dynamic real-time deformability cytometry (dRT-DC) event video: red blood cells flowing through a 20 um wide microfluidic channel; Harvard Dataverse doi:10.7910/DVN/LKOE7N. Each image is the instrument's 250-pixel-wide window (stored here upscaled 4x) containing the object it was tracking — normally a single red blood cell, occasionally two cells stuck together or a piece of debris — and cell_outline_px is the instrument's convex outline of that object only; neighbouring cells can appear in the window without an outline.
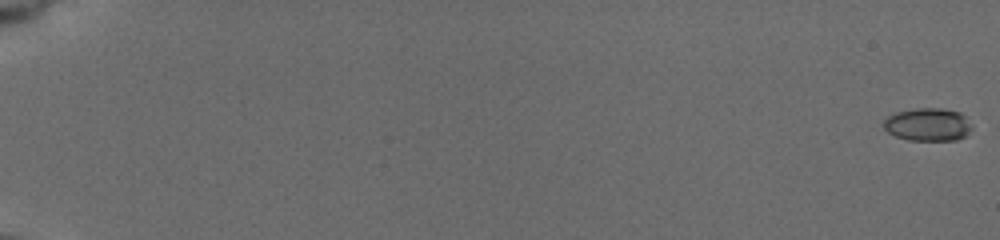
{"species": "common noctule bat (a hibernating species)", "species_latin": "Nyctalus noctula", "temperature_condition": "cold", "stored_images_in_passage": 58, "camera_frame_rate_fps": 3000, "um_per_image_px": 0.085, "animal": {"sex": "female", "body_mass_g": 19.5, "forearm_length_mm": 54.1}, "frame": {"image": 1, "passage_image": 1, "time_ms": 0.0, "image_size_px": [1000, 240], "cell_outline_px": [[972, 128], [968, 136], [956, 140], [908, 140], [896, 136], [888, 132], [884, 128], [884, 120], [888, 116], [896, 112], [916, 108], [940, 108], [960, 112], [972, 124]], "centroid_in_image_um": [78.9, 10.59], "position_along_channel_um": 6.1, "area_um2": 17.05}}
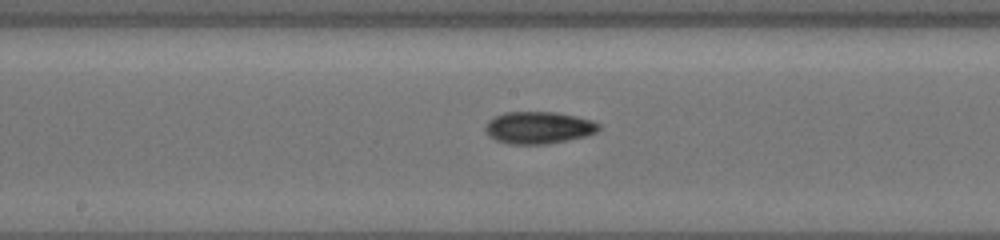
{"frame": {"image": 2, "passage_image": 34, "time_ms": 11.0, "image_size_px": [1000, 240], "cell_outline_px": [[600, 128], [596, 132], [588, 136], [548, 144], [508, 144], [496, 140], [488, 136], [484, 128], [484, 124], [488, 120], [504, 112], [556, 112], [576, 116], [592, 120], [600, 124]], "centroid_in_image_um": [45.77, 10.85], "position_along_channel_um": 202.4, "area_um2": 21.5}}
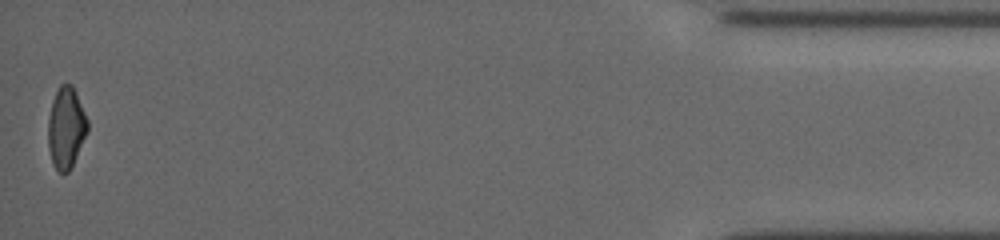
{"frame": {"image": 3, "passage_image": 58, "time_ms": 19.0, "image_size_px": [1000, 240], "cell_outline_px": [[88, 132], [68, 172], [60, 172], [52, 164], [48, 148], [48, 120], [52, 100], [60, 84], [72, 84], [76, 92], [88, 120]], "centroid_in_image_um": [5.61, 10.84], "position_along_channel_um": 429.6, "area_um2": 18.61}, "authors_computed_cell_mechanics": {"area_um2": 18.9584, "velocity_mm_per_s": 3.774, "shape_relaxation_time_tau1_ms": 1.8191, "shape_relaxation_time_tau2_ms": null, "deformation_change_tau1": 0.1122, "deformation_change_tau2": null}}